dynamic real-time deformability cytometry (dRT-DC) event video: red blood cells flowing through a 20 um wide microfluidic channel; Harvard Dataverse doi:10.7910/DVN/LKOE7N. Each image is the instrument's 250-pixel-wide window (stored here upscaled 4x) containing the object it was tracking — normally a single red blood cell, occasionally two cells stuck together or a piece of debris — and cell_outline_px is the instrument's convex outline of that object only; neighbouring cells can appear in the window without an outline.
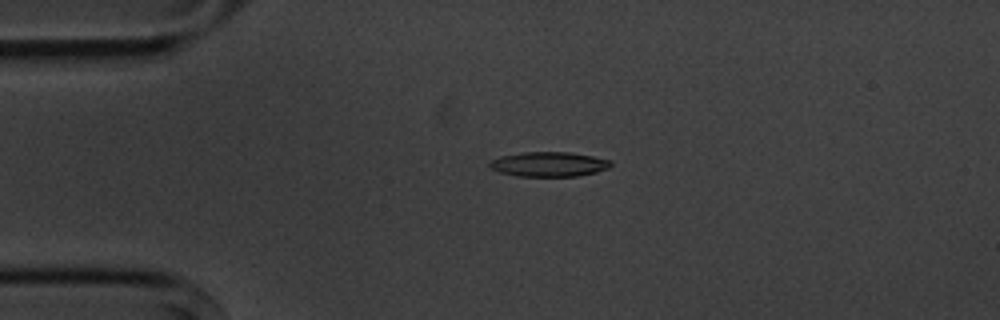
{"species": "common noctule bat (a hibernating species)", "species_latin": "Nyctalus noctula", "temperature_condition": "cold", "stored_images_in_passage": 3, "camera_frame_rate_fps": 3000, "um_per_image_px": 0.085, "animal": {"sex": "male", "body_mass_g": 20.1, "forearm_length_mm": 53.5}, "frame": {"image": 1, "passage_image": 2, "time_ms": 1.0, "image_size_px": [1000, 320], "cell_outline_px": [[612, 164], [608, 168], [596, 172], [576, 176], [516, 176], [500, 172], [492, 168], [488, 164], [492, 160], [500, 156], [524, 152], [568, 152], [592, 156], [612, 160]], "centroid_in_image_um": [46.67, 13.95], "position_along_channel_um": 38.3, "area_um2": 17.34}}